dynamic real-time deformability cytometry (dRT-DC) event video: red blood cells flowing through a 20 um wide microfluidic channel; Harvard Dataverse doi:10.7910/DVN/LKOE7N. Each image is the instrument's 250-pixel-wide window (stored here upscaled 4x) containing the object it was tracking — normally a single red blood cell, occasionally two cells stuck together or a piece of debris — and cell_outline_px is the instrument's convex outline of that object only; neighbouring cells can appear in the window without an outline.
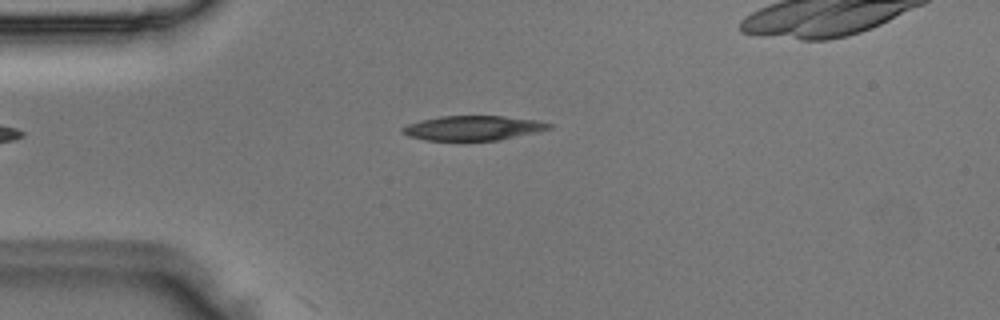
{"species": "Egyptian fruit bat (a non-hibernating species)", "species_latin": "Rousettus aegyptiacus", "temperature_condition": "room temperature", "stored_images_in_passage": 4, "camera_frame_rate_fps": 3000, "um_per_image_px": 0.085, "animal": {"sex": "male"}, "frame": {"image": 1, "passage_image": 3, "time_ms": 0.667, "image_size_px": [1000, 320], "cell_outline_px": [[556, 124], [552, 128], [536, 132], [500, 140], [424, 140], [408, 136], [400, 132], [400, 128], [408, 124], [420, 120], [440, 116], [504, 116], [536, 120]], "centroid_in_image_um": [40.21, 10.88], "position_along_channel_um": 44.8, "area_um2": 21.15}}